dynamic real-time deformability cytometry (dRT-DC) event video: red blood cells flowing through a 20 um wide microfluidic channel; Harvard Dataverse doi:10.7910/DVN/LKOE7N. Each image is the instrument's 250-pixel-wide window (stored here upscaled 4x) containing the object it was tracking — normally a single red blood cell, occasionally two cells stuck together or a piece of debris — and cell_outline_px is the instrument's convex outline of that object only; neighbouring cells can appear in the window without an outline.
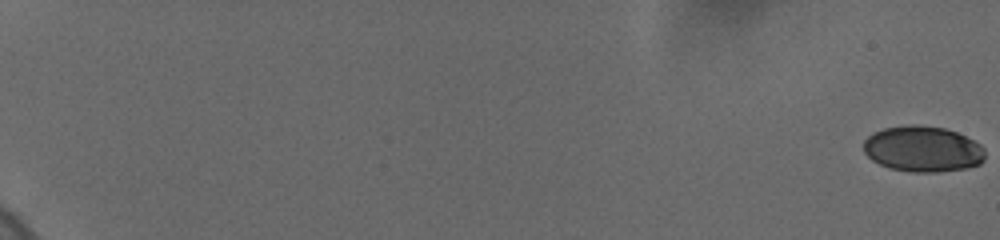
{"species": "human", "species_latin": "Homo sapiens", "temperature_condition": "cold", "stored_images_in_passage": 17, "camera_frame_rate_fps": 3000, "um_per_image_px": 0.085, "donor": {"sex": "female"}, "frame": {"image": 1, "passage_image": 1, "time_ms": 0.0, "image_size_px": [1000, 240], "cell_outline_px": [[984, 160], [980, 164], [968, 168], [936, 172], [912, 172], [888, 168], [872, 160], [864, 152], [864, 140], [872, 132], [884, 128], [908, 124], [916, 124], [944, 128], [956, 132], [980, 144], [984, 148]], "centroid_in_image_um": [78.42, 12.66], "position_along_channel_um": 6.6, "area_um2": 32.6}}
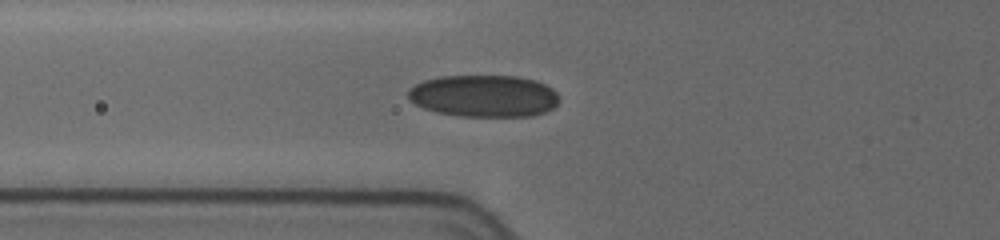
{"frame": {"image": 2, "passage_image": 15, "time_ms": 8.667, "image_size_px": [1000, 240], "cell_outline_px": [[560, 100], [552, 108], [544, 112], [532, 116], [456, 116], [436, 112], [424, 108], [408, 100], [408, 88], [424, 80], [440, 76], [516, 76], [536, 80], [552, 88], [560, 96]], "centroid_in_image_um": [41.13, 8.15], "position_along_channel_um": 84.7, "area_um2": 37.22}}
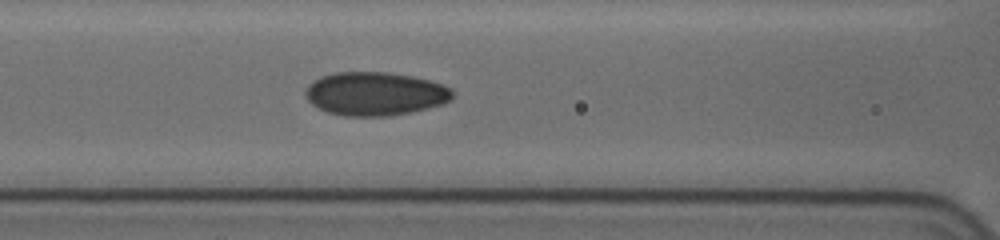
{"frame": {"image": 3, "passage_image": 17, "time_ms": 10.0, "image_size_px": [1000, 240], "cell_outline_px": [[452, 100], [444, 104], [412, 112], [388, 116], [344, 116], [328, 112], [312, 104], [308, 100], [304, 92], [308, 84], [312, 80], [320, 76], [336, 72], [388, 72], [412, 76], [444, 84], [452, 88]], "centroid_in_image_um": [31.89, 7.96], "position_along_channel_um": 134.7, "area_um2": 37.57}}